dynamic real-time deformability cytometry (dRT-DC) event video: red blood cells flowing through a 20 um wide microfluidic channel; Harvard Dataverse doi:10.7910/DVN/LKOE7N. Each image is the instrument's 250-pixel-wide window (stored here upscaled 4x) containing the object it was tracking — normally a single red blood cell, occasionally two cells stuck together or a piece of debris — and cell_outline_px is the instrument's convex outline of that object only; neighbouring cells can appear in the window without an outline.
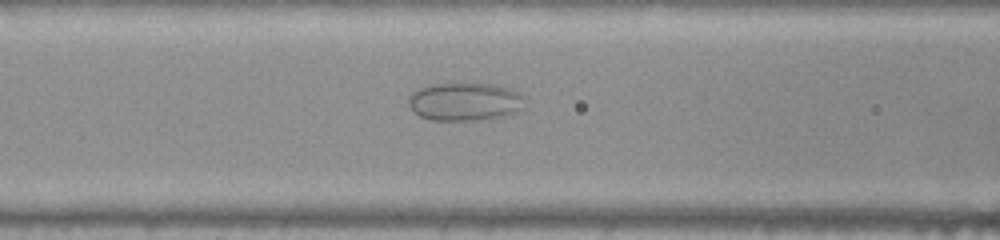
{"species": "common noctule bat (a hibernating species)", "species_latin": "Nyctalus noctula", "temperature_condition": "warm", "stored_images_in_passage": 48, "camera_frame_rate_fps": 3000, "um_per_image_px": 0.085, "animal": {"sex": "female", "body_mass_g": 22.0, "forearm_length_mm": 56.7}, "frame": {"image": 1, "passage_image": 20, "time_ms": 6.333, "image_size_px": [1000, 240], "cell_outline_px": [[524, 108], [516, 112], [504, 116], [476, 120], [432, 120], [420, 116], [412, 112], [408, 104], [408, 100], [420, 88], [432, 84], [492, 84], [508, 88], [524, 96]], "centroid_in_image_um": [39.53, 8.66], "position_along_channel_um": 127.1, "area_um2": 25.61}}
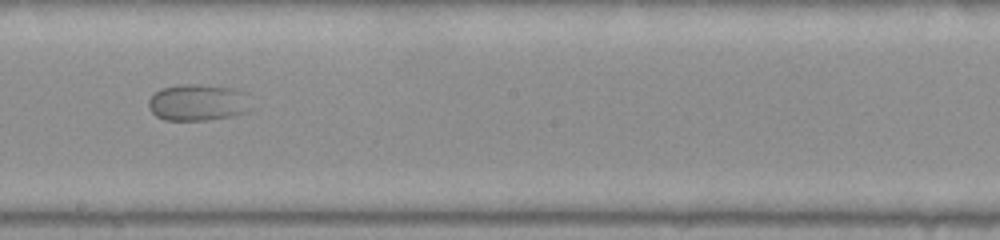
{"frame": {"image": 2, "passage_image": 28, "time_ms": 9.0, "image_size_px": [1000, 240], "cell_outline_px": [[256, 108], [248, 112], [232, 116], [204, 120], [164, 120], [156, 116], [152, 112], [148, 104], [148, 100], [160, 88], [176, 84], [196, 84], [232, 88], [244, 92]], "centroid_in_image_um": [16.87, 8.71], "position_along_channel_um": 231.3, "area_um2": 22.25}}
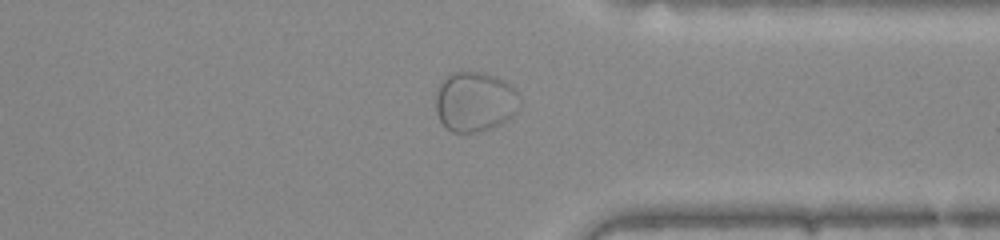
{"frame": {"image": 3, "passage_image": 39, "time_ms": 12.667, "image_size_px": [1000, 240], "cell_outline_px": [[520, 108], [508, 120], [500, 124], [480, 132], [452, 132], [440, 120], [436, 112], [436, 96], [440, 84], [448, 76], [456, 72], [484, 72], [504, 80], [516, 92], [520, 104]], "centroid_in_image_um": [40.38, 8.66], "position_along_channel_um": 371.0, "area_um2": 29.07}}